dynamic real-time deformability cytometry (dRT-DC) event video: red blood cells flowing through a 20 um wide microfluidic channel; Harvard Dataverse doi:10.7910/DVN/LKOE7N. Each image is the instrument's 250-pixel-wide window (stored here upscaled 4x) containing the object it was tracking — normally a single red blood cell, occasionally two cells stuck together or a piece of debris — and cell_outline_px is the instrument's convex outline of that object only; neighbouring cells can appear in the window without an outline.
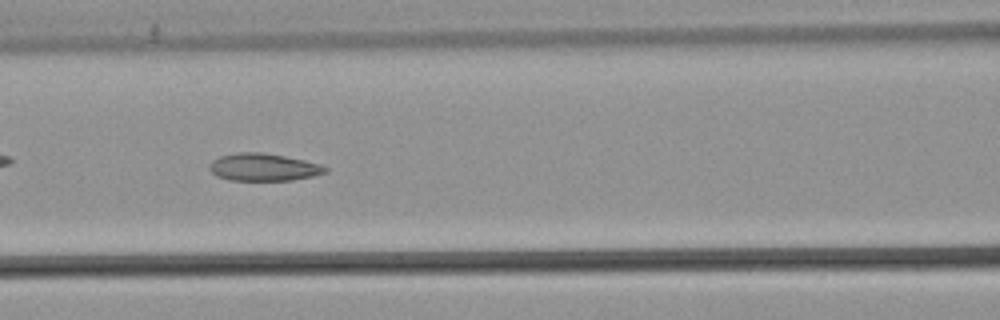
{"species": "common noctule bat (a hibernating species)", "species_latin": "Nyctalus noctula", "temperature_condition": "warm", "stored_images_in_passage": 54, "camera_frame_rate_fps": 3000, "um_per_image_px": 0.085, "animal": {"sex": "male", "body_mass_g": 21.5, "forearm_length_mm": 52.0}, "frame": {"image": 1, "passage_image": 24, "time_ms": 7.667, "image_size_px": [1000, 320], "cell_outline_px": [[328, 172], [312, 176], [292, 180], [228, 180], [216, 176], [208, 168], [208, 164], [212, 160], [220, 156], [236, 152], [260, 152], [284, 156], [304, 160], [320, 164], [328, 168]], "centroid_in_image_um": [22.36, 14.21], "position_along_channel_um": 144.2, "area_um2": 18.61}}
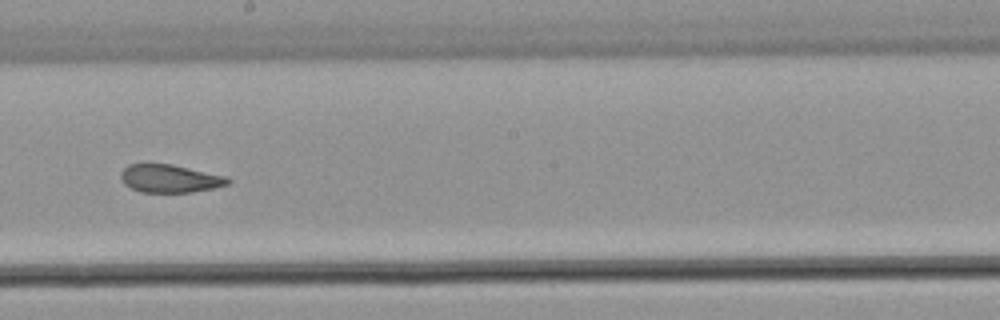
{"frame": {"image": 2, "passage_image": 31, "time_ms": 10.0, "image_size_px": [1000, 320], "cell_outline_px": [[232, 180], [228, 184], [216, 188], [192, 192], [140, 192], [124, 184], [120, 176], [120, 172], [128, 164], [172, 164], [228, 176]], "centroid_in_image_um": [14.47, 15.17], "position_along_channel_um": 233.7, "area_um2": 17.63}, "authors_computed_cell_mechanics": {"area_um2": 19.7098, "velocity_mm_per_s": 3.8557, "shape_relaxation_time_tau1_ms": null, "shape_relaxation_time_tau2_ms": 1.8376, "deformation_change_tau1": null, "deformation_change_tau2": 0.0832}}